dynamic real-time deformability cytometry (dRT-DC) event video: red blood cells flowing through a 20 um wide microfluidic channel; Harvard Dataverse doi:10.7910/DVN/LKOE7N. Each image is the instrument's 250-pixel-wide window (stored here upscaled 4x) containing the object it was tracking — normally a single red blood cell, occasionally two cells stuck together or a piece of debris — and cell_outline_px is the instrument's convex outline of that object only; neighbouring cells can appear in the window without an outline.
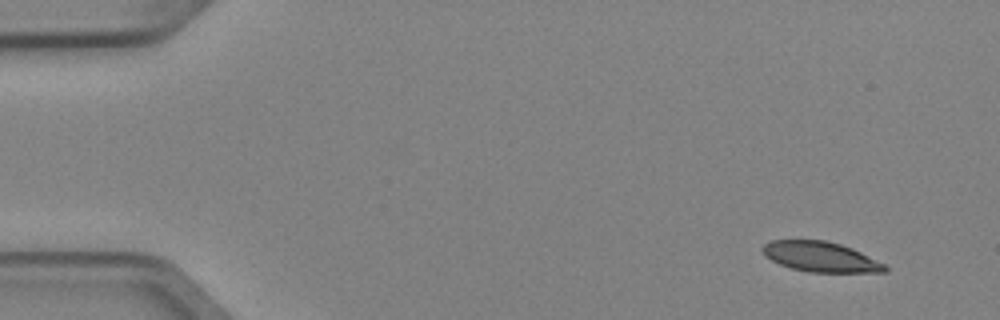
{"species": "Egyptian fruit bat (a non-hibernating species)", "species_latin": "Rousettus aegyptiacus", "temperature_condition": "cold", "stored_images_in_passage": 4, "camera_frame_rate_fps": 3000, "um_per_image_px": 0.085, "animal": {"sex": "female"}, "frame": {"image": 1, "passage_image": 1, "time_ms": 0.0, "image_size_px": [1000, 320], "cell_outline_px": [[888, 272], [808, 272], [792, 268], [780, 264], [764, 256], [760, 248], [764, 244], [772, 240], [824, 240], [840, 244], [852, 248], [884, 264], [888, 268]], "centroid_in_image_um": [69.72, 21.82], "position_along_channel_um": 15.3, "area_um2": 21.39}}
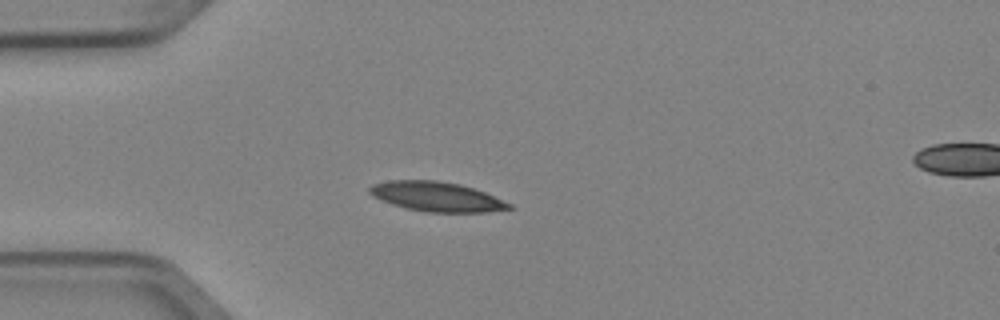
{"frame": {"image": 2, "passage_image": 4, "time_ms": 1.0, "image_size_px": [1000, 320], "cell_outline_px": [[516, 208], [488, 212], [424, 212], [392, 204], [372, 196], [368, 192], [368, 188], [372, 184], [388, 180], [436, 180], [460, 184], [484, 192], [512, 204]], "centroid_in_image_um": [37.11, 16.71], "position_along_channel_um": 47.9, "area_um2": 24.1}}